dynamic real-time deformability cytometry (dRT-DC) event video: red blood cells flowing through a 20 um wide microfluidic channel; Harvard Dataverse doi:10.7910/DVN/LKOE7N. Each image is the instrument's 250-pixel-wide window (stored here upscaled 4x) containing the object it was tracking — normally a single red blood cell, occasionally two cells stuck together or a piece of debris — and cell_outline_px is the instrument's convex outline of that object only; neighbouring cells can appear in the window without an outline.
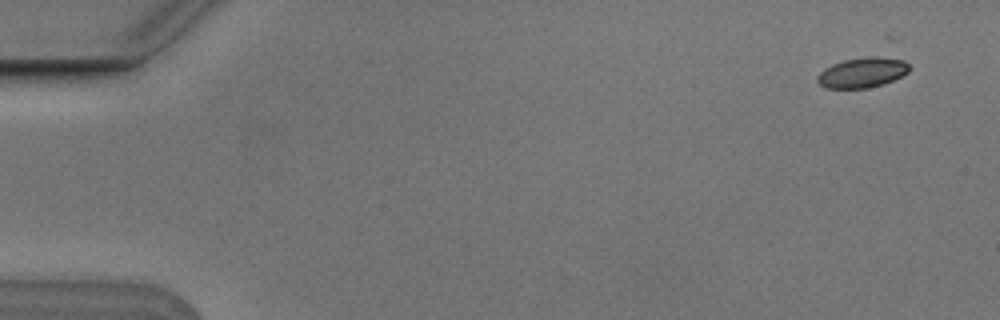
{"species": "Egyptian fruit bat (a non-hibernating species)", "species_latin": "Rousettus aegyptiacus", "temperature_condition": "cold", "stored_images_in_passage": 11, "camera_frame_rate_fps": 3000, "um_per_image_px": 0.085, "animal": {"sex": "male"}, "frame": {"image": 1, "passage_image": 1, "time_ms": 0.0, "image_size_px": [1000, 320], "cell_outline_px": [[908, 72], [892, 80], [868, 88], [824, 88], [816, 80], [816, 76], [824, 68], [832, 64], [844, 60], [872, 56], [892, 56], [904, 60], [908, 64]], "centroid_in_image_um": [73.28, 6.15], "position_along_channel_um": 11.7, "area_um2": 16.18}}